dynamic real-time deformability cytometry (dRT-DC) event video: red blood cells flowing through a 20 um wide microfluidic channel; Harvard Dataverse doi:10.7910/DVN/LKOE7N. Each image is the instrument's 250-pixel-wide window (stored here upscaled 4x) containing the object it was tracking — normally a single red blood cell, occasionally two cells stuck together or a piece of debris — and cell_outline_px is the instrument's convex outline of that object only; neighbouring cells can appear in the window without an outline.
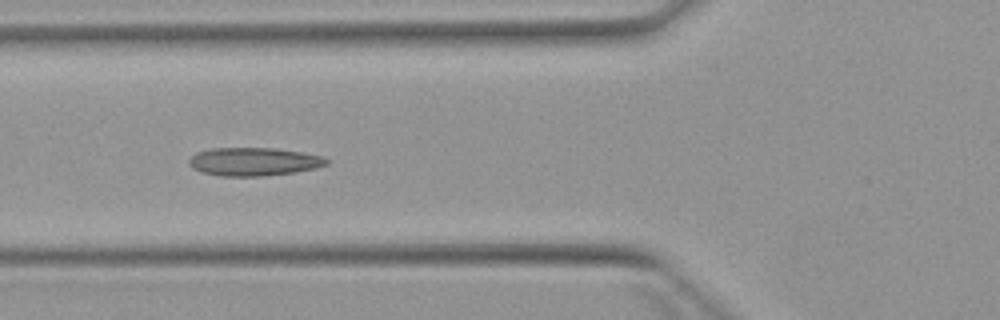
{"species": "Egyptian fruit bat (a non-hibernating species)", "species_latin": "Rousettus aegyptiacus", "temperature_condition": "warm", "stored_images_in_passage": 5, "camera_frame_rate_fps": 3000, "um_per_image_px": 0.085, "animal": {"sex": "female"}, "frame": {"image": 1, "passage_image": 5, "time_ms": 4.667, "image_size_px": [1000, 320], "cell_outline_px": [[328, 164], [316, 168], [296, 172], [264, 176], [220, 176], [200, 172], [192, 168], [188, 164], [188, 160], [196, 152], [212, 148], [272, 148], [300, 152], [324, 156], [328, 160]], "centroid_in_image_um": [21.55, 13.75], "position_along_channel_um": 104.2, "area_um2": 22.77}}